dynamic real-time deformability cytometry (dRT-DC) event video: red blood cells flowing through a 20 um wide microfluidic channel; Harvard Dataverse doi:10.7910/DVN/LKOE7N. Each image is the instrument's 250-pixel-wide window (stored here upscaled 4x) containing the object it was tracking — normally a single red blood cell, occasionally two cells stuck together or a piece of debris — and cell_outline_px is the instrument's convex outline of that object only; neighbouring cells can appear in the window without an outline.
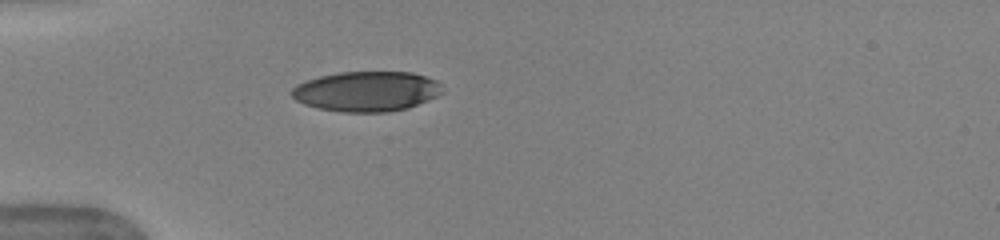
{"species": "human", "species_latin": "Homo sapiens", "temperature_condition": "warm", "stored_images_in_passage": 28, "camera_frame_rate_fps": 3000, "um_per_image_px": 0.085, "donor": {"sex": "female"}, "frame": {"image": 1, "passage_image": 1, "time_ms": 0.0, "image_size_px": [1000, 240], "cell_outline_px": [[444, 92], [428, 100], [408, 108], [388, 112], [340, 112], [320, 108], [304, 104], [296, 100], [288, 92], [296, 84], [320, 76], [340, 72], [412, 72], [436, 80], [440, 84]], "centroid_in_image_um": [31.15, 7.77], "position_along_channel_um": 53.8, "area_um2": 35.26}}
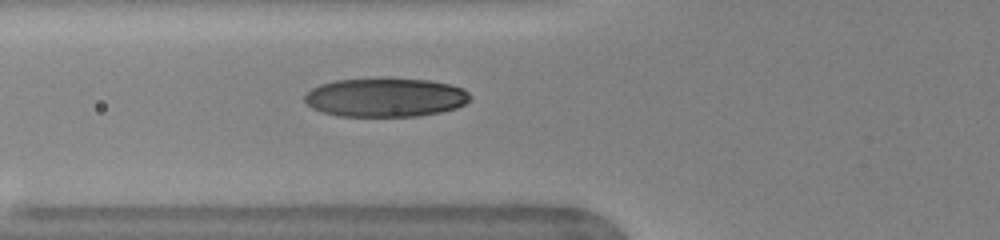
{"frame": {"image": 2, "passage_image": 5, "time_ms": 1.333, "image_size_px": [1000, 240], "cell_outline_px": [[472, 100], [456, 108], [440, 112], [416, 116], [340, 116], [324, 112], [312, 108], [304, 100], [304, 96], [312, 88], [320, 84], [336, 80], [388, 76], [432, 80], [464, 88], [472, 96]], "centroid_in_image_um": [32.8, 8.24], "position_along_channel_um": 93.0, "area_um2": 38.32}, "authors_computed_cell_mechanics": {"area_um2": 37.1943, "velocity_mm_per_s": 3.9821, "shape_relaxation_time_tau1_ms": 5.582, "shape_relaxation_time_tau2_ms": 0.7636, "deformation_change_tau1": 0.2291, "deformation_change_tau2": 0.0602}}